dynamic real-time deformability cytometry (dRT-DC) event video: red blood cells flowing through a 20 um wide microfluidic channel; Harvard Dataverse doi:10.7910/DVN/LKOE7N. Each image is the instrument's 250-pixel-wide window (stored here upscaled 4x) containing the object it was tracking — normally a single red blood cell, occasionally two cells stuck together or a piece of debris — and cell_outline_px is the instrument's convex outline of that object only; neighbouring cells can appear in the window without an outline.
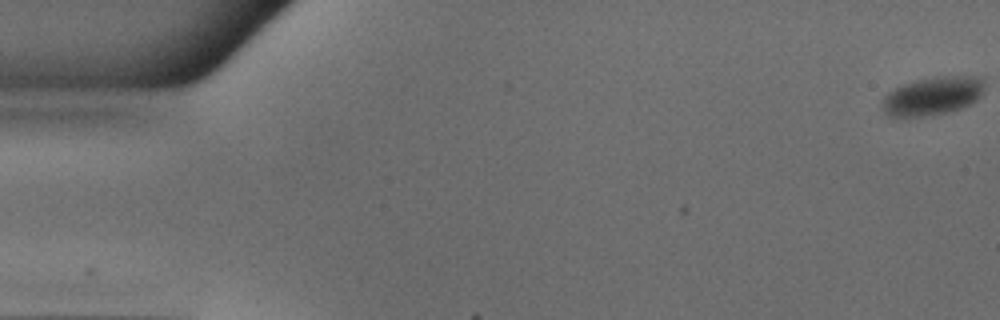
{"species": "common noctule bat (a hibernating species)", "species_latin": "Nyctalus noctula", "temperature_condition": "warm", "stored_images_in_passage": 52, "camera_frame_rate_fps": 3000, "um_per_image_px": 0.085, "animal": {"sex": "male", "body_mass_g": 18.8}, "frame": {"image": 1, "passage_image": 1, "time_ms": 0.0, "image_size_px": [1000, 320], "cell_outline_px": [[984, 88], [980, 96], [976, 100], [960, 108], [948, 112], [904, 120], [900, 120], [888, 116], [884, 112], [884, 96], [888, 92], [904, 84], [916, 80], [940, 76], [984, 76]], "centroid_in_image_um": [79.25, 8.19], "position_along_channel_um": 5.7, "area_um2": 23.24}}
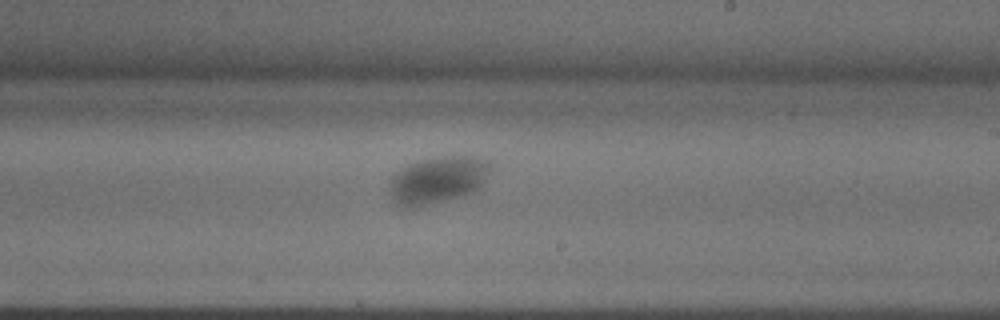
{"frame": {"image": 2, "passage_image": 31, "time_ms": 10.0, "image_size_px": [1000, 320], "cell_outline_px": [[492, 168], [480, 184], [472, 192], [424, 204], [396, 204], [392, 192], [392, 176], [396, 172], [408, 164], [420, 160], [436, 156], [472, 156], [488, 160], [492, 164]], "centroid_in_image_um": [37.27, 15.2], "position_along_channel_um": 251.7, "area_um2": 26.36}}
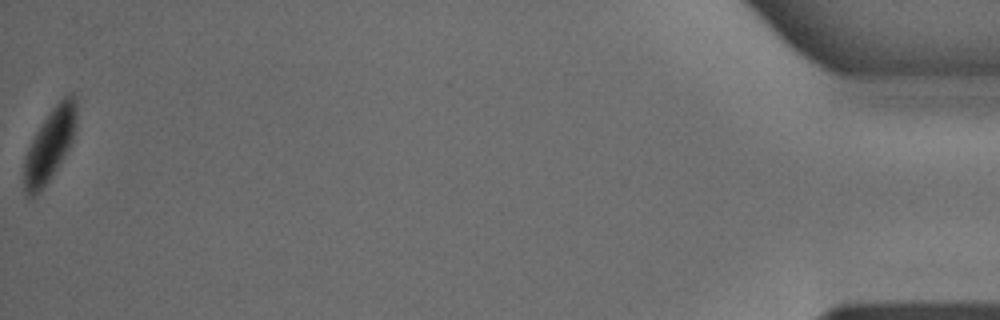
{"frame": {"image": 3, "passage_image": 52, "time_ms": 17.0, "image_size_px": [1000, 320], "cell_outline_px": [[80, 96], [76, 128], [72, 144], [52, 176], [40, 192], [36, 196], [32, 196], [24, 188], [24, 160], [28, 148], [36, 132], [52, 108], [68, 92], [72, 92]], "centroid_in_image_um": [4.32, 12.21], "position_along_channel_um": 430.9, "area_um2": 22.54}, "authors_computed_cell_mechanics": {"area_um2": 25.4609, "velocity_mm_per_s": 3.9667, "shape_relaxation_time_tau1_ms": 2.8537, "shape_relaxation_time_tau2_ms": null, "deformation_change_tau1": 0.0583, "deformation_change_tau2": null}}